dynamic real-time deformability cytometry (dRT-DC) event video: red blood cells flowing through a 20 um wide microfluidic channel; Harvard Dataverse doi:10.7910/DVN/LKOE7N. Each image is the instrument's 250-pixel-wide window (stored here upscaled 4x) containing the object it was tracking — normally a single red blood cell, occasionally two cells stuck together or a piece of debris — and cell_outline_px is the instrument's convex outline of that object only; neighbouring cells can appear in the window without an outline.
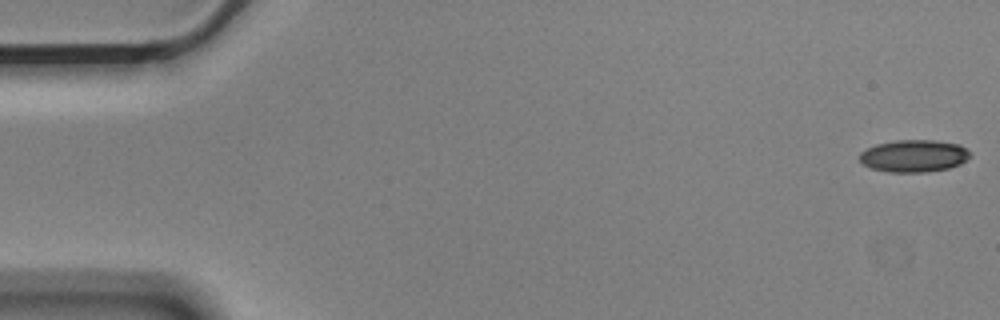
{"species": "Egyptian fruit bat (a non-hibernating species)", "species_latin": "Rousettus aegyptiacus", "temperature_condition": "cold", "stored_images_in_passage": 54, "camera_frame_rate_fps": 3000, "um_per_image_px": 0.085, "animal": {"sex": "male"}, "frame": {"image": 1, "passage_image": 1, "time_ms": 0.0, "image_size_px": [1000, 320], "cell_outline_px": [[972, 156], [960, 164], [948, 168], [924, 172], [888, 172], [872, 168], [864, 164], [860, 160], [860, 152], [876, 144], [896, 140], [936, 140], [960, 144]], "centroid_in_image_um": [77.69, 13.24], "position_along_channel_um": 7.3, "area_um2": 20.69}}
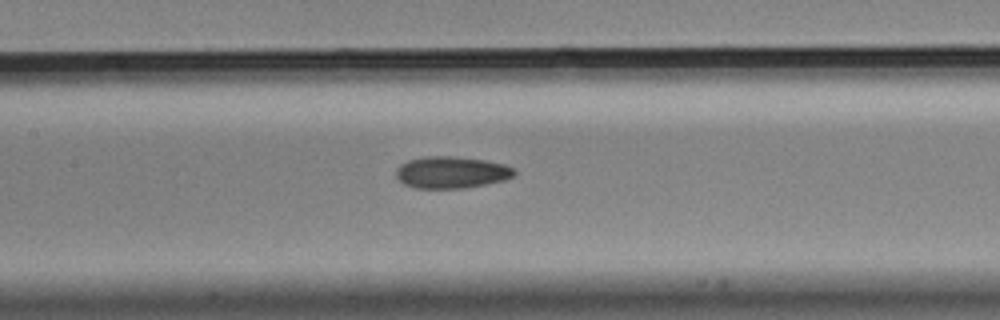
{"frame": {"image": 2, "passage_image": 26, "time_ms": 8.333, "image_size_px": [1000, 320], "cell_outline_px": [[516, 172], [512, 176], [504, 180], [464, 188], [416, 188], [404, 184], [396, 176], [396, 168], [400, 164], [408, 160], [424, 156], [452, 156], [484, 160], [504, 164], [516, 168]], "centroid_in_image_um": [38.36, 14.64], "position_along_channel_um": 169.0, "area_um2": 21.91}}
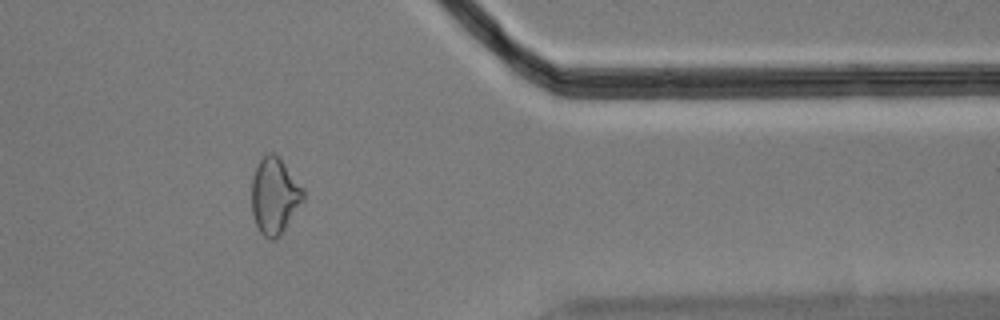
{"frame": {"image": 3, "passage_image": 46, "time_ms": 15.0, "image_size_px": [1000, 320], "cell_outline_px": [[304, 200], [280, 236], [272, 240], [264, 236], [260, 232], [256, 224], [252, 212], [252, 180], [256, 168], [260, 160], [268, 152], [272, 152], [284, 164], [304, 188]], "centroid_in_image_um": [23.35, 16.68], "position_along_channel_um": 388.1, "area_um2": 22.66}, "authors_computed_cell_mechanics": {"area_um2": 21.6461, "velocity_mm_per_s": 3.564, "shape_relaxation_time_tau1_ms": null, "shape_relaxation_time_tau2_ms": 7.1465, "deformation_change_tau1": null, "deformation_change_tau2": 0.1529}}